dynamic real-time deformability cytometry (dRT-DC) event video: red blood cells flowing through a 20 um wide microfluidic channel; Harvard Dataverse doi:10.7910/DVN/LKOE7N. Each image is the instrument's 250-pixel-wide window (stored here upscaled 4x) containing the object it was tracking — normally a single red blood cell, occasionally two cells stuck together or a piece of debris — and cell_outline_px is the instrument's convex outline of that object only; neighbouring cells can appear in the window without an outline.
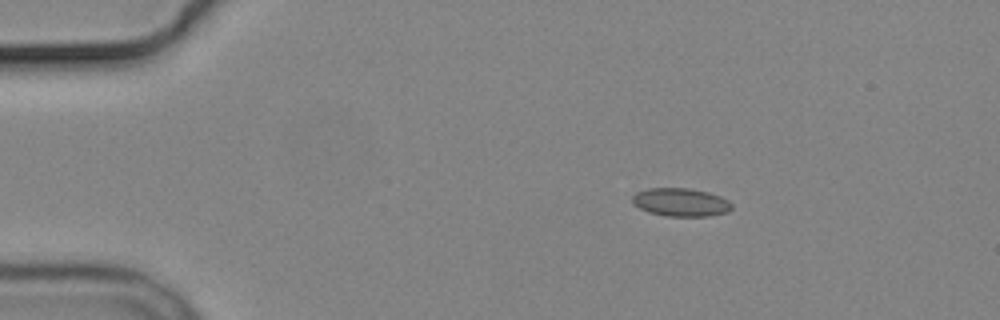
{"species": "common noctule bat (a hibernating species)", "species_latin": "Nyctalus noctula", "temperature_condition": "cold", "stored_images_in_passage": 4, "camera_frame_rate_fps": 3000, "um_per_image_px": 0.085, "animal": {"sex": "male", "body_mass_g": 19.2, "forearm_length_mm": 51.8}, "frame": {"image": 1, "passage_image": 2, "time_ms": 1.333, "image_size_px": [1000, 320], "cell_outline_px": [[732, 208], [728, 212], [708, 216], [668, 216], [648, 212], [632, 204], [632, 196], [636, 192], [648, 188], [688, 188], [708, 192], [720, 196], [728, 200], [732, 204]], "centroid_in_image_um": [57.85, 17.19], "position_along_channel_um": 27.1, "area_um2": 16.42}}